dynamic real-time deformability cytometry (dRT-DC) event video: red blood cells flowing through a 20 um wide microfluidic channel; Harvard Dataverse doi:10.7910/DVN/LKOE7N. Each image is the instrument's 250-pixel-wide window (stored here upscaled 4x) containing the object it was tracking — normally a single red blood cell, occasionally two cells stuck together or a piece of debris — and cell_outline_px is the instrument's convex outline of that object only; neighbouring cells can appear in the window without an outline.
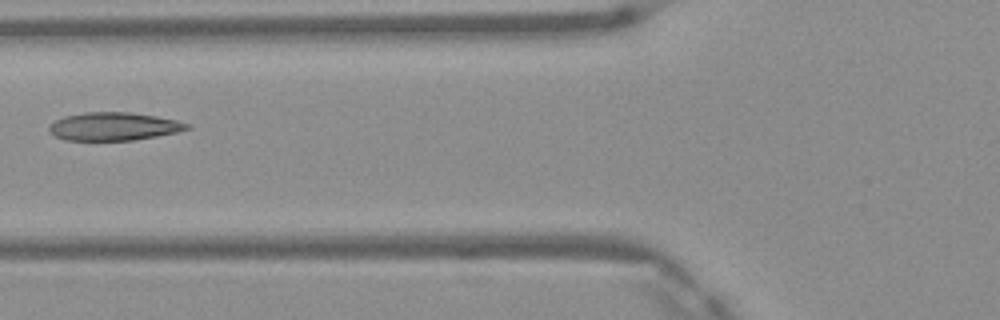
{"species": "Egyptian fruit bat (a non-hibernating species)", "species_latin": "Rousettus aegyptiacus", "temperature_condition": "warm", "stored_images_in_passage": 4, "camera_frame_rate_fps": 3000, "um_per_image_px": 0.085, "frame": {"image": 1, "passage_image": 4, "time_ms": 1.0, "image_size_px": [1000, 320], "cell_outline_px": [[192, 128], [176, 132], [156, 136], [132, 140], [68, 140], [56, 136], [48, 128], [56, 120], [64, 116], [84, 112], [128, 112], [156, 116], [176, 120], [192, 124]], "centroid_in_image_um": [9.72, 10.74], "position_along_channel_um": 116.1, "area_um2": 22.37}}